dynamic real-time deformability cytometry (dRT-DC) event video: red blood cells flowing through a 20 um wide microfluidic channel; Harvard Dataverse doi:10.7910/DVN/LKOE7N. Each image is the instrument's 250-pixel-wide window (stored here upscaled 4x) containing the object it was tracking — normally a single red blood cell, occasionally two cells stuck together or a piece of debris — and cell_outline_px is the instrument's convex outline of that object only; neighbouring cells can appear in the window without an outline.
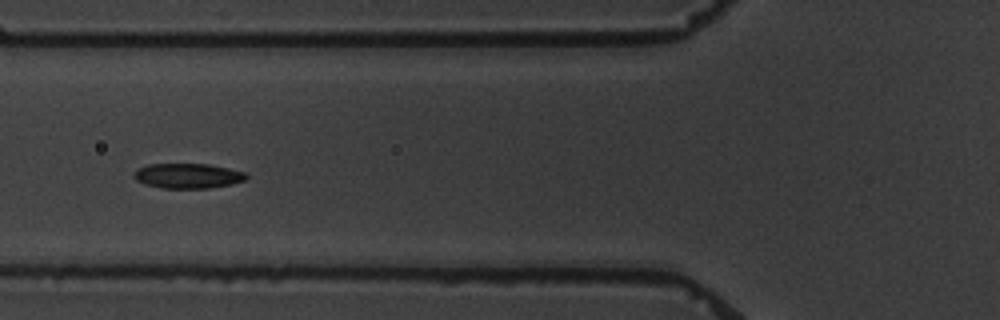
{"species": "common noctule bat (a hibernating species)", "species_latin": "Nyctalus noctula", "temperature_condition": "warm", "stored_images_in_passage": 8, "camera_frame_rate_fps": 3000, "um_per_image_px": 0.085, "animal": {"sex": "male", "body_mass_g": 19.5, "forearm_length_mm": 54.6}, "frame": {"image": 1, "passage_image": 5, "time_ms": 5.0, "image_size_px": [1000, 320], "cell_outline_px": [[248, 176], [244, 180], [232, 184], [208, 188], [160, 188], [144, 184], [136, 180], [132, 176], [132, 172], [136, 168], [148, 164], [208, 164], [248, 172]], "centroid_in_image_um": [15.93, 14.94], "position_along_channel_um": 109.9, "area_um2": 16.59}}
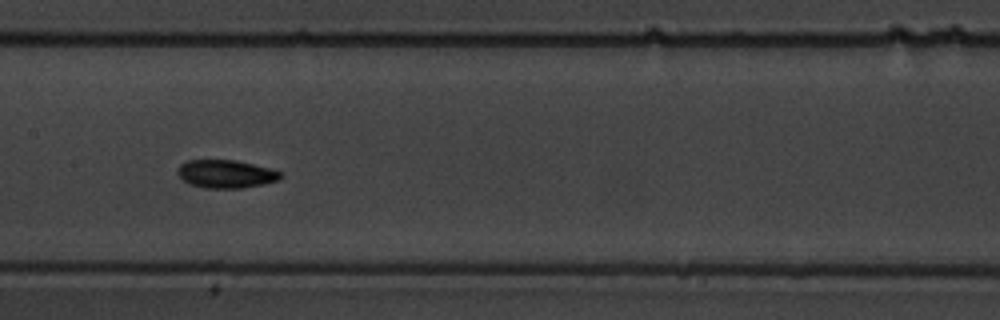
{"frame": {"image": 2, "passage_image": 7, "time_ms": 7.333, "image_size_px": [1000, 320], "cell_outline_px": [[284, 176], [280, 180], [264, 184], [240, 188], [204, 188], [192, 184], [184, 180], [176, 172], [180, 164], [188, 160], [236, 160], [272, 168], [280, 172]], "centroid_in_image_um": [19.25, 14.78], "position_along_channel_um": 188.1, "area_um2": 16.94}}
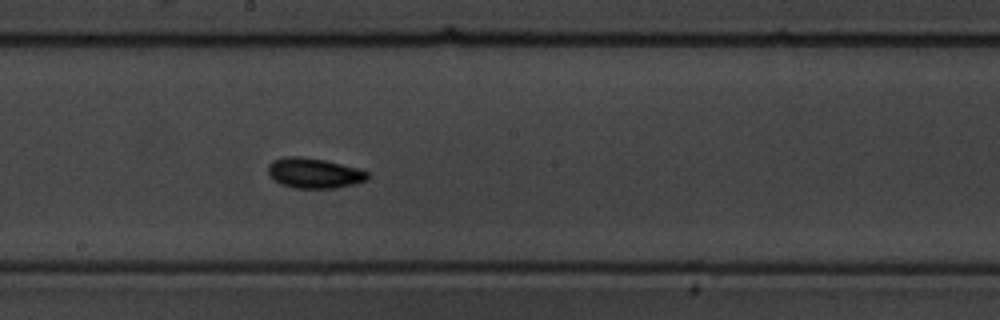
{"frame": {"image": 3, "passage_image": 8, "time_ms": 8.333, "image_size_px": [1000, 320], "cell_outline_px": [[368, 180], [336, 188], [292, 188], [280, 184], [272, 180], [268, 172], [268, 164], [272, 160], [284, 156], [300, 156], [324, 160], [360, 168], [368, 172]], "centroid_in_image_um": [26.66, 14.71], "position_along_channel_um": 221.5, "area_um2": 17.74}}